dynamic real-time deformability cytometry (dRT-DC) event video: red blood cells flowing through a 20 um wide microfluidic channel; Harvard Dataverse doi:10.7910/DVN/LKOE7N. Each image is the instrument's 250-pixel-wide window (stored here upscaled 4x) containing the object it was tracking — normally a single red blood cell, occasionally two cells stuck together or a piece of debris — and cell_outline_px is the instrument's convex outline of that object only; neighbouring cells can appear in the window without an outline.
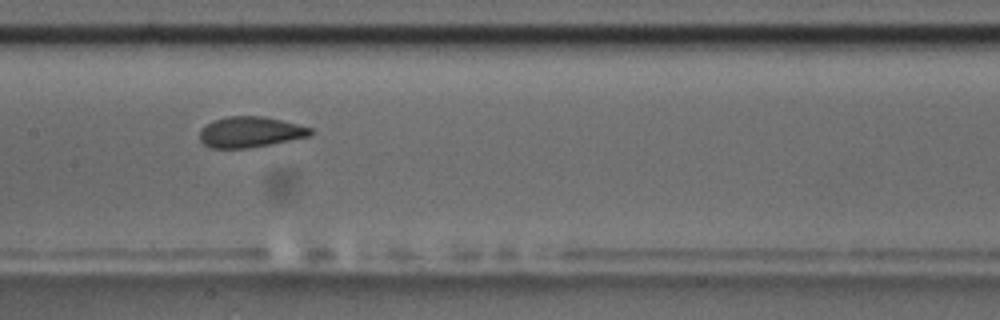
{"species": "common noctule bat (a hibernating species)", "species_latin": "Nyctalus noctula", "temperature_condition": "room temperature", "stored_images_in_passage": 8, "camera_frame_rate_fps": 3000, "um_per_image_px": 0.085, "animal": {"sex": "male", "body_mass_g": 17.5, "forearm_length_mm": 52.3}, "frame": {"image": 1, "passage_image": 8, "time_ms": 9.0, "image_size_px": [1000, 320], "cell_outline_px": [[312, 132], [308, 136], [272, 144], [248, 148], [208, 148], [200, 140], [200, 132], [212, 120], [228, 116], [264, 116], [312, 128]], "centroid_in_image_um": [21.24, 11.23], "position_along_channel_um": 186.2, "area_um2": 19.65}}